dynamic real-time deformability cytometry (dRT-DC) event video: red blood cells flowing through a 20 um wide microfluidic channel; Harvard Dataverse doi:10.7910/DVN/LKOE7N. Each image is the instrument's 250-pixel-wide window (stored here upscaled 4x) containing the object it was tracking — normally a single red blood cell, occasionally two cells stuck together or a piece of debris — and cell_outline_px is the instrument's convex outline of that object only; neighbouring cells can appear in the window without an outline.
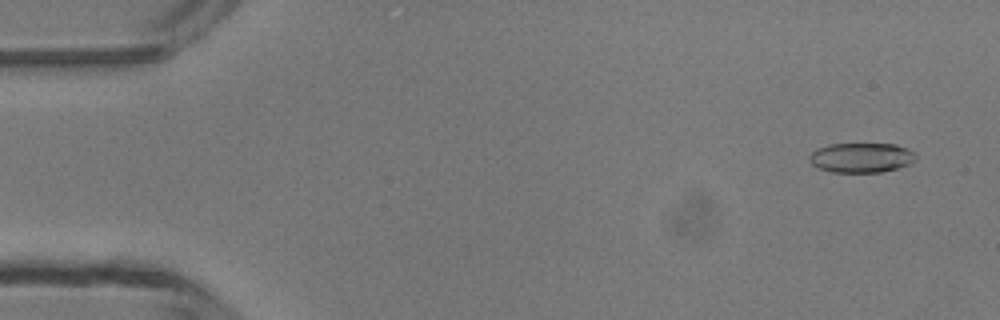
{"species": "common noctule bat (a hibernating species)", "species_latin": "Nyctalus noctula", "temperature_condition": "room temperature", "stored_images_in_passage": 4, "camera_frame_rate_fps": 3000, "um_per_image_px": 0.085, "animal": {"sex": "male", "body_mass_g": 13.3}, "frame": {"image": 1, "passage_image": 1, "time_ms": 0.0, "image_size_px": [1000, 320], "cell_outline_px": [[916, 160], [908, 164], [896, 168], [880, 172], [832, 172], [820, 168], [812, 164], [808, 160], [808, 156], [816, 148], [828, 144], [896, 144], [916, 152]], "centroid_in_image_um": [73.2, 13.39], "position_along_channel_um": 11.8, "area_um2": 18.5}}
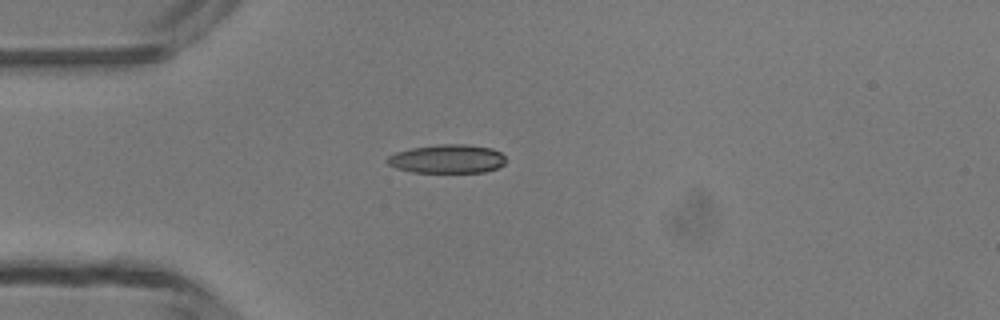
{"frame": {"image": 2, "passage_image": 4, "time_ms": 3.333, "image_size_px": [1000, 320], "cell_outline_px": [[504, 164], [496, 168], [484, 172], [412, 172], [396, 168], [388, 164], [384, 160], [388, 156], [396, 152], [412, 148], [440, 144], [464, 144], [492, 148], [500, 152], [504, 156]], "centroid_in_image_um": [37.99, 13.5], "position_along_channel_um": 47.0, "area_um2": 19.77}}